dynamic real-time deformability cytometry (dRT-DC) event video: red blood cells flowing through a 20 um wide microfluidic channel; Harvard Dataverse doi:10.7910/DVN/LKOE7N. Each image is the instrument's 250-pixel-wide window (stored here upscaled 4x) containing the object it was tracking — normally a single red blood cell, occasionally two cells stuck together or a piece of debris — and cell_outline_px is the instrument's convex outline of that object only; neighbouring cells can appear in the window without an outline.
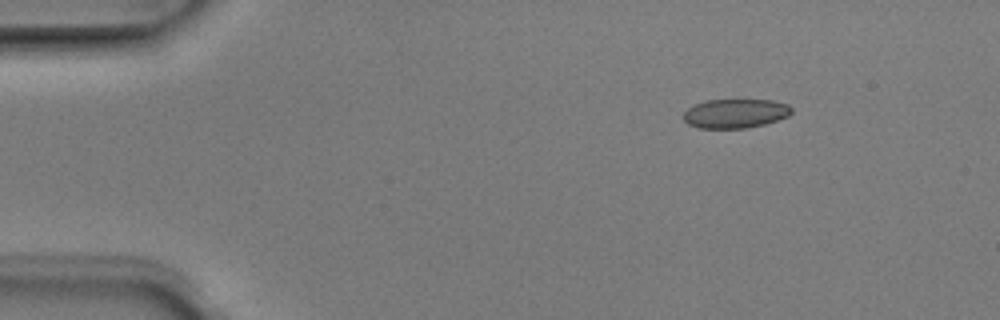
{"species": "Egyptian fruit bat (a non-hibernating species)", "species_latin": "Rousettus aegyptiacus", "temperature_condition": "room temperature", "stored_images_in_passage": 4, "camera_frame_rate_fps": 3000, "um_per_image_px": 0.085, "animal": {"sex": "male"}, "frame": {"image": 1, "passage_image": 1, "time_ms": 0.0, "image_size_px": [1000, 320], "cell_outline_px": [[792, 112], [788, 116], [764, 124], [744, 128], [700, 128], [688, 124], [684, 120], [684, 112], [688, 108], [696, 104], [708, 100], [772, 100], [788, 104], [792, 108]], "centroid_in_image_um": [62.51, 9.64], "position_along_channel_um": 22.5, "area_um2": 18.21}}
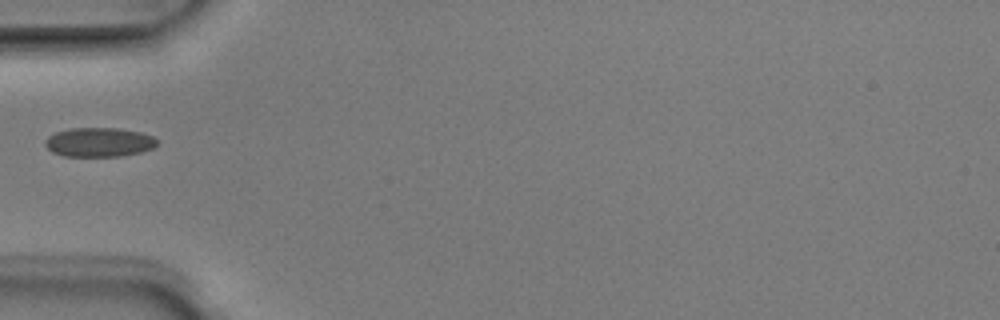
{"frame": {"image": 2, "passage_image": 3, "time_ms": 0.667, "image_size_px": [1000, 320], "cell_outline_px": [[160, 140], [152, 148], [140, 152], [120, 156], [64, 156], [52, 152], [44, 144], [44, 140], [48, 136], [56, 132], [72, 128], [116, 128], [140, 132], [152, 136]], "centroid_in_image_um": [8.41, 12.08], "position_along_channel_um": 76.6, "area_um2": 19.02}}
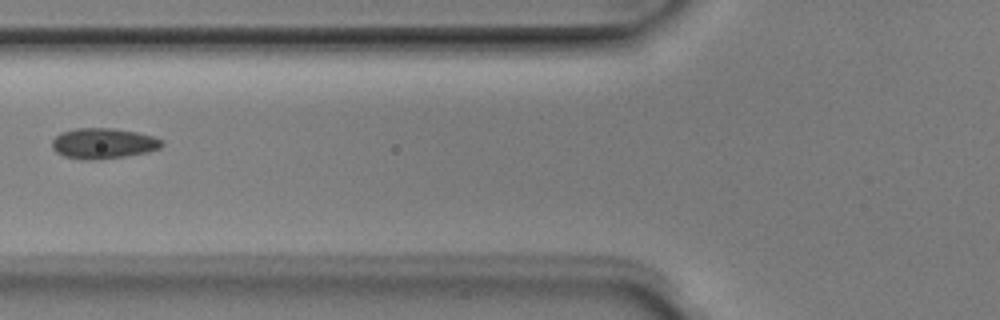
{"frame": {"image": 3, "passage_image": 4, "time_ms": 1.0, "image_size_px": [1000, 320], "cell_outline_px": [[164, 144], [160, 148], [148, 152], [124, 156], [88, 160], [80, 160], [64, 156], [56, 152], [52, 148], [52, 140], [60, 132], [76, 128], [112, 128], [136, 132], [152, 136], [164, 140]], "centroid_in_image_um": [8.77, 12.18], "position_along_channel_um": 117.0, "area_um2": 19.59}}